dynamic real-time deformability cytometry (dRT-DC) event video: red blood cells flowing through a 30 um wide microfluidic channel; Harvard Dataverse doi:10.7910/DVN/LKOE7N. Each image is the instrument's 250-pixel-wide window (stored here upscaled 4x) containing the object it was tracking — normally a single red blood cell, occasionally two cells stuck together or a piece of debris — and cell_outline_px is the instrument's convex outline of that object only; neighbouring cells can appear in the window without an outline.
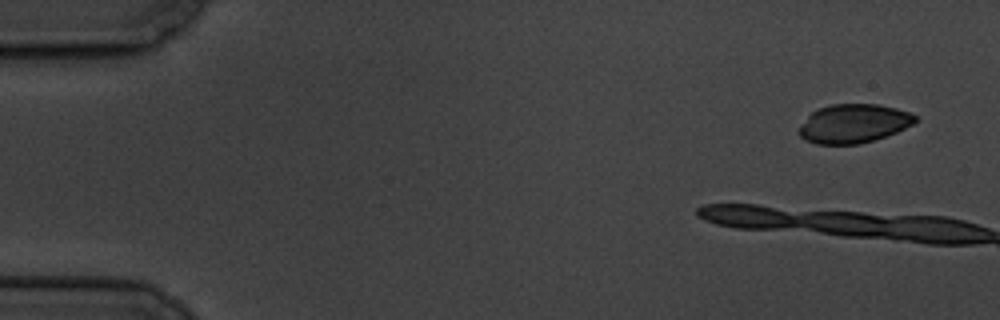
{"species": "common noctule bat (a hibernating species)", "species_latin": "Nyctalus noctula", "temperature_condition": "cold", "stored_images_in_passage": 8, "camera_frame_rate_fps": 3000, "um_per_image_px": 0.085, "animal": {"sex": "male", "body_mass_g": 19.5, "forearm_length_mm": 54.6}, "frame": {"image": 1, "passage_image": 1, "time_ms": 0.0, "image_size_px": [1000, 320], "cell_outline_px": [[916, 120], [912, 124], [896, 132], [860, 144], [816, 144], [804, 140], [796, 132], [800, 124], [812, 112], [820, 108], [832, 104], [876, 104], [896, 108], [912, 112], [916, 116]], "centroid_in_image_um": [72.52, 10.5], "position_along_channel_um": 12.5, "area_um2": 26.3}}